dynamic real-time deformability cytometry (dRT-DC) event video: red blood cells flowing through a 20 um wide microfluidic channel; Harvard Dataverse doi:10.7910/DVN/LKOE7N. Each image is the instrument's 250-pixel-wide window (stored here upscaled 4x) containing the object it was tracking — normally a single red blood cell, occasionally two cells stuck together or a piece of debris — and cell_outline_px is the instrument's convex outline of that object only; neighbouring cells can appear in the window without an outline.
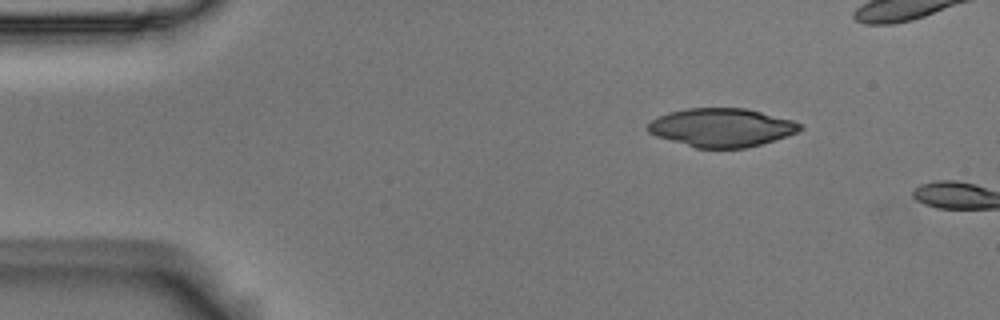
{"species": "Egyptian fruit bat (a non-hibernating species)", "species_latin": "Rousettus aegyptiacus", "temperature_condition": "room temperature", "stored_images_in_passage": 2, "camera_frame_rate_fps": 3000, "um_per_image_px": 0.085, "animal": {"sex": "male"}, "frame": {"image": 1, "passage_image": 1, "time_ms": 0.0, "image_size_px": [1000, 320], "cell_outline_px": [[804, 128], [796, 132], [748, 148], [696, 148], [656, 136], [648, 132], [648, 124], [656, 116], [668, 112], [688, 108], [748, 108], [792, 120], [804, 124]], "centroid_in_image_um": [61.33, 10.83], "position_along_channel_um": 23.7, "area_um2": 34.1}}